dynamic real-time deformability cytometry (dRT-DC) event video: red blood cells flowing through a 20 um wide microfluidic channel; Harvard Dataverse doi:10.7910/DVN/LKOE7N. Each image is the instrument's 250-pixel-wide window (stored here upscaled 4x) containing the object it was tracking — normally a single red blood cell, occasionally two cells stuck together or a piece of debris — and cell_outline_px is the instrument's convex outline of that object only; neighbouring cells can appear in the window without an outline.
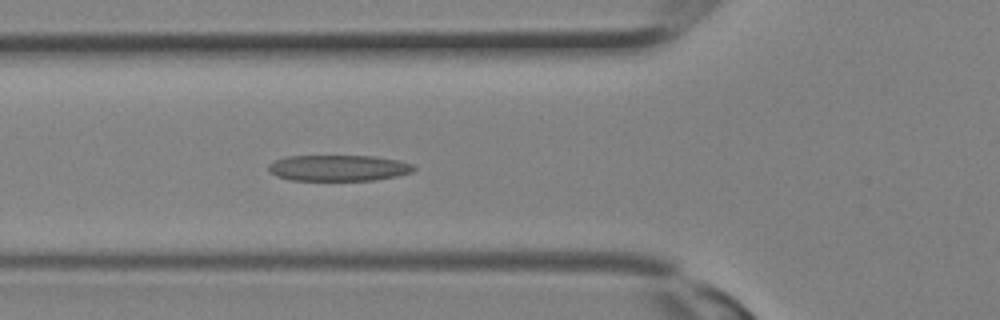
{"species": "Egyptian fruit bat (a non-hibernating species)", "species_latin": "Rousettus aegyptiacus", "temperature_condition": "room temperature", "stored_images_in_passage": 10, "camera_frame_rate_fps": 3000, "um_per_image_px": 0.085, "animal": {"sex": "female"}, "frame": {"image": 1, "passage_image": 10, "time_ms": 3.0, "image_size_px": [1000, 320], "cell_outline_px": [[416, 168], [412, 172], [396, 176], [372, 180], [288, 180], [276, 176], [268, 172], [268, 164], [284, 156], [372, 156], [400, 160], [412, 164]], "centroid_in_image_um": [28.73, 14.27], "position_along_channel_um": 97.1, "area_um2": 22.14}}